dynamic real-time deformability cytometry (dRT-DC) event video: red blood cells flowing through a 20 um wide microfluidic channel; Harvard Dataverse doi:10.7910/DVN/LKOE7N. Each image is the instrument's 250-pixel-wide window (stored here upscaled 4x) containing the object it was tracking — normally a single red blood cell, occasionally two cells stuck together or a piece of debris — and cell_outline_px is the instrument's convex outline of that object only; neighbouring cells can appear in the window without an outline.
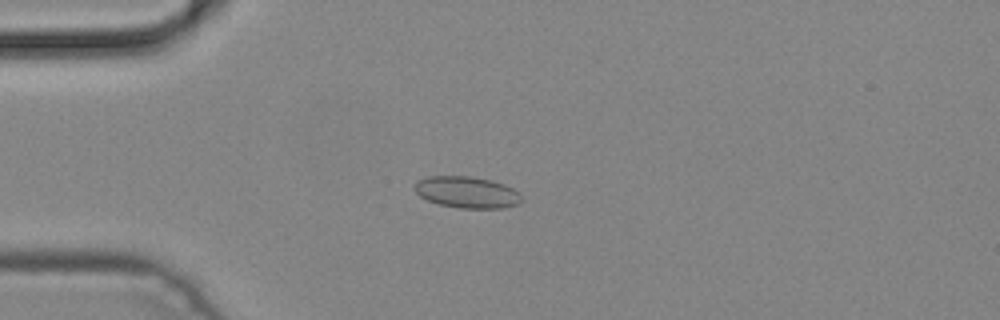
{"species": "common noctule bat (a hibernating species)", "species_latin": "Nyctalus noctula", "temperature_condition": "cold", "stored_images_in_passage": 49, "camera_frame_rate_fps": 3000, "um_per_image_px": 0.085, "animal": {"sex": "male", "body_mass_g": 19.2, "forearm_length_mm": 51.8}, "frame": {"image": 1, "passage_image": 13, "time_ms": 4.0, "image_size_px": [1000, 320], "cell_outline_px": [[520, 200], [516, 204], [504, 208], [460, 208], [440, 204], [428, 200], [420, 196], [412, 188], [416, 180], [428, 176], [468, 176], [492, 180], [504, 184], [512, 188], [520, 196]], "centroid_in_image_um": [39.62, 16.33], "position_along_channel_um": 45.4, "area_um2": 19.54}}
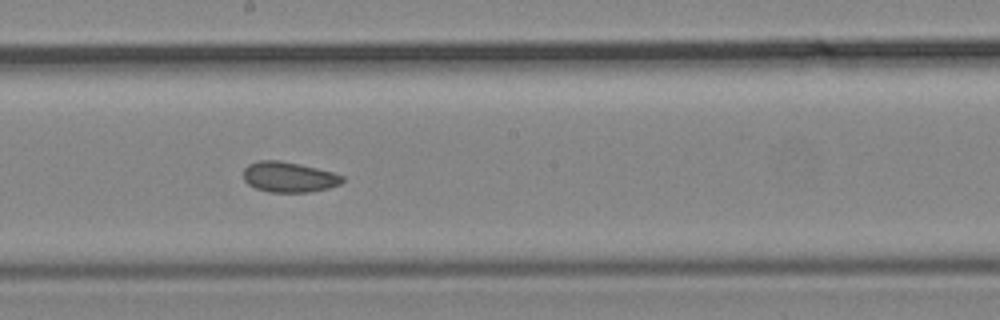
{"frame": {"image": 2, "passage_image": 27, "time_ms": 8.667, "image_size_px": [1000, 320], "cell_outline_px": [[344, 180], [340, 184], [328, 188], [308, 192], [268, 192], [256, 188], [248, 184], [244, 180], [244, 168], [248, 164], [260, 160], [280, 160], [300, 164], [332, 172], [344, 176]], "centroid_in_image_um": [24.54, 15.04], "position_along_channel_um": 223.7, "area_um2": 17.51}}
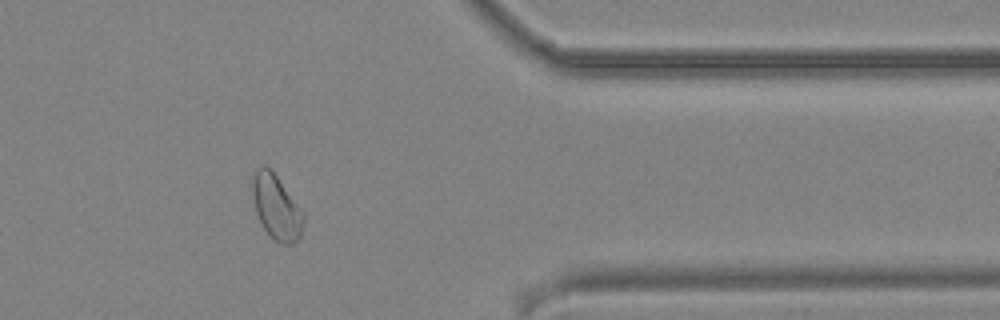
{"frame": {"image": 3, "passage_image": 40, "time_ms": 13.0, "image_size_px": [1000, 320], "cell_outline_px": [[304, 224], [300, 236], [292, 244], [280, 244], [264, 228], [256, 212], [252, 196], [252, 176], [256, 168], [264, 164], [276, 176], [304, 212]], "centroid_in_image_um": [23.49, 17.6], "position_along_channel_um": 387.9, "area_um2": 19.02}}